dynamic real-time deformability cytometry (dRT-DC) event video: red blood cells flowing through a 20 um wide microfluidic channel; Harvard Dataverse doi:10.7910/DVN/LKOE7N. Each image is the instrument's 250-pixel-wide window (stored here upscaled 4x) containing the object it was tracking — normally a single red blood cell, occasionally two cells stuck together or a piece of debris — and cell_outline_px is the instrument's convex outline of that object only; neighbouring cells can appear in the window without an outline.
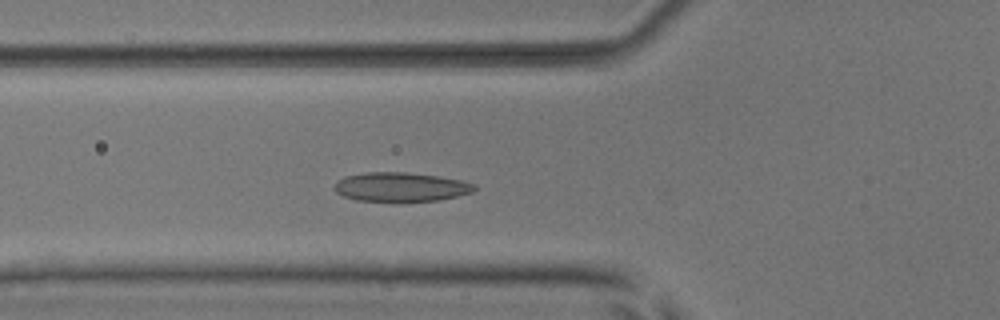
{"species": "common noctule bat (a hibernating species)", "species_latin": "Nyctalus noctula", "temperature_condition": "room temperature", "stored_images_in_passage": 18, "camera_frame_rate_fps": 3000, "um_per_image_px": 0.085, "animal": {"sex": "male", "body_mass_g": 17.9, "forearm_length_mm": 54.2}, "frame": {"image": 1, "passage_image": 15, "time_ms": 4.667, "image_size_px": [1000, 320], "cell_outline_px": [[476, 188], [472, 192], [456, 196], [436, 200], [396, 204], [392, 204], [356, 200], [344, 196], [336, 192], [332, 188], [336, 180], [344, 176], [364, 172], [408, 172], [436, 176], [460, 180], [476, 184]], "centroid_in_image_um": [33.99, 15.92], "position_along_channel_um": 91.8, "area_um2": 24.68}}